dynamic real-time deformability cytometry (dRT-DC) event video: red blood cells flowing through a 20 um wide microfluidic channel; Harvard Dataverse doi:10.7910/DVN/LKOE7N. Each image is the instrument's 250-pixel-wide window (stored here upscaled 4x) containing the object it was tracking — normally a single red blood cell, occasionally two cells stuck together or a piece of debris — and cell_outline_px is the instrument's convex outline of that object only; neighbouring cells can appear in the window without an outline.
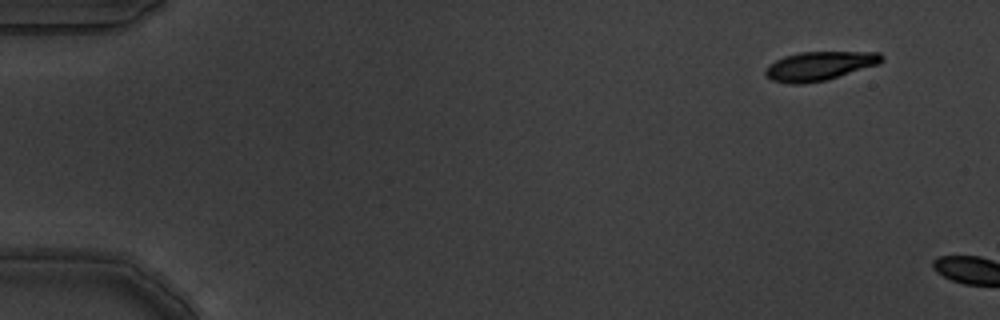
{"species": "common noctule bat (a hibernating species)", "species_latin": "Nyctalus noctula", "temperature_condition": "warm", "stored_images_in_passage": 3, "camera_frame_rate_fps": 3000, "um_per_image_px": 0.085, "animal": {"sex": "male", "body_mass_g": 19.5, "forearm_length_mm": 54.6}, "frame": {"image": 1, "passage_image": 1, "time_ms": 0.0, "image_size_px": [1000, 320], "cell_outline_px": [[884, 60], [880, 64], [828, 80], [804, 84], [788, 84], [772, 80], [764, 72], [764, 68], [768, 64], [784, 56], [800, 52], [880, 52], [884, 56]], "centroid_in_image_um": [69.67, 5.61], "position_along_channel_um": 15.3, "area_um2": 19.94}}